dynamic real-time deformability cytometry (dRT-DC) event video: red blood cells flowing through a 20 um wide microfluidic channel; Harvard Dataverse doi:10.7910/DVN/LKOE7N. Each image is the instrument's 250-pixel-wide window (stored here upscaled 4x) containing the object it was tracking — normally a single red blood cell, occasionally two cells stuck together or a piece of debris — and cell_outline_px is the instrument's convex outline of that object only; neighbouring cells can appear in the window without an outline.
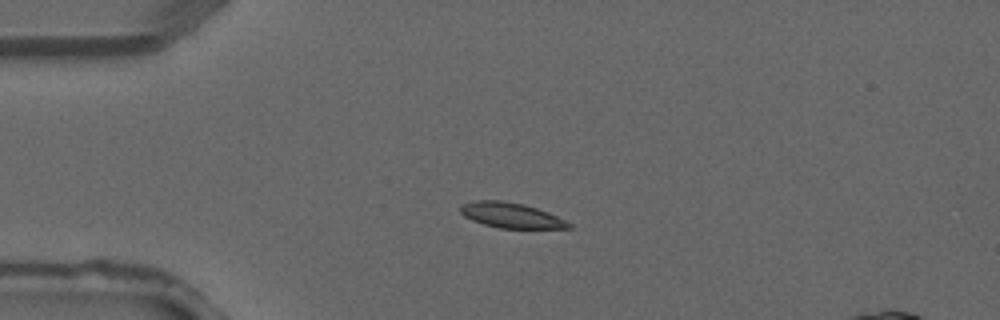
{"species": "common noctule bat (a hibernating species)", "species_latin": "Nyctalus noctula", "temperature_condition": "warm", "stored_images_in_passage": 3, "segment_of_instrument_passage": [1, 2], "camera_frame_rate_fps": 3000, "um_per_image_px": 0.085, "animal": {"sex": "male", "forearm_length_mm": 52.5}, "frame": {"image": 1, "passage_image": 2, "time_ms": 0.333, "image_size_px": [1000, 320], "cell_outline_px": [[572, 228], [500, 228], [484, 224], [472, 220], [464, 216], [460, 212], [460, 204], [476, 200], [500, 200], [524, 204], [548, 212], [572, 224]], "centroid_in_image_um": [43.41, 18.29], "position_along_channel_um": 41.6, "area_um2": 15.84}}